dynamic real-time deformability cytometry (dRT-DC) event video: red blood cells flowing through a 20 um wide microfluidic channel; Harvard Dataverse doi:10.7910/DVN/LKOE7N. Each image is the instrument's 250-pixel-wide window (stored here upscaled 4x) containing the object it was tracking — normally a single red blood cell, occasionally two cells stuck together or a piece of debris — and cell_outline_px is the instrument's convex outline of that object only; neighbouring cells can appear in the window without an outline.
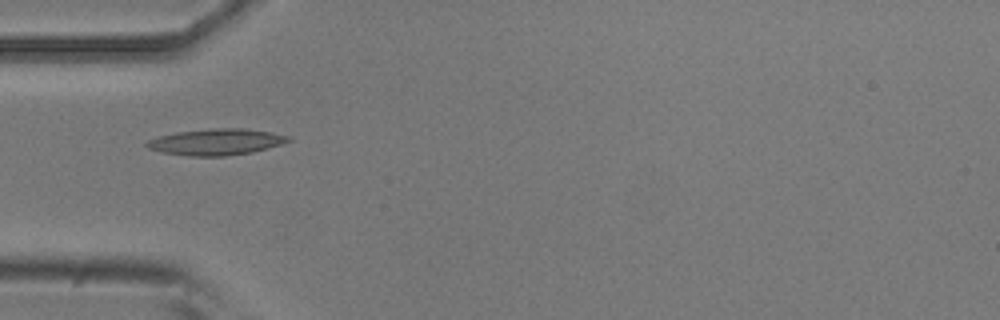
{"species": "common noctule bat (a hibernating species)", "species_latin": "Nyctalus noctula", "temperature_condition": "room temperature", "stored_images_in_passage": 4, "camera_frame_rate_fps": 3000, "um_per_image_px": 0.085, "animal": {"sex": "male", "body_mass_g": 20.5, "forearm_length_mm": 52.5}, "frame": {"image": 1, "passage_image": 2, "time_ms": 0.333, "image_size_px": [1000, 320], "cell_outline_px": [[292, 140], [268, 148], [252, 152], [224, 156], [192, 156], [160, 152], [148, 148], [144, 144], [148, 140], [160, 136], [176, 132], [212, 128], [244, 128], [272, 132], [292, 136]], "centroid_in_image_um": [18.4, 12.06], "position_along_channel_um": 66.6, "area_um2": 21.73}}
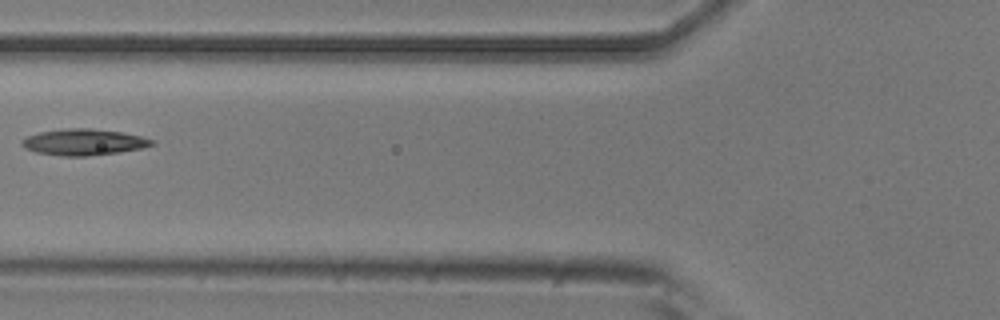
{"frame": {"image": 2, "passage_image": 3, "time_ms": 0.667, "image_size_px": [1000, 320], "cell_outline_px": [[156, 144], [144, 148], [116, 152], [84, 156], [60, 156], [36, 152], [24, 148], [20, 144], [20, 140], [28, 136], [40, 132], [68, 128], [92, 128], [124, 132], [156, 140]], "centroid_in_image_um": [7.13, 12.07], "position_along_channel_um": 118.7, "area_um2": 20.0}}
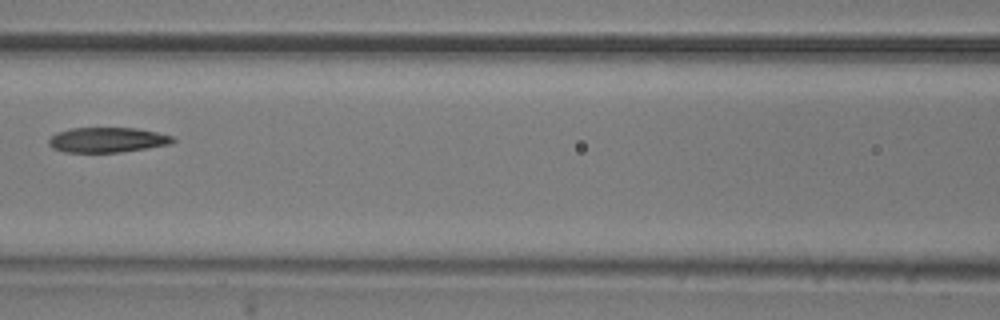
{"frame": {"image": 3, "passage_image": 4, "time_ms": 1.0, "image_size_px": [1000, 320], "cell_outline_px": [[176, 140], [172, 144], [120, 152], [64, 152], [52, 148], [48, 144], [48, 140], [56, 132], [72, 128], [136, 128], [156, 132], [172, 136]], "centroid_in_image_um": [9.11, 11.89], "position_along_channel_um": 157.5, "area_um2": 18.09}}